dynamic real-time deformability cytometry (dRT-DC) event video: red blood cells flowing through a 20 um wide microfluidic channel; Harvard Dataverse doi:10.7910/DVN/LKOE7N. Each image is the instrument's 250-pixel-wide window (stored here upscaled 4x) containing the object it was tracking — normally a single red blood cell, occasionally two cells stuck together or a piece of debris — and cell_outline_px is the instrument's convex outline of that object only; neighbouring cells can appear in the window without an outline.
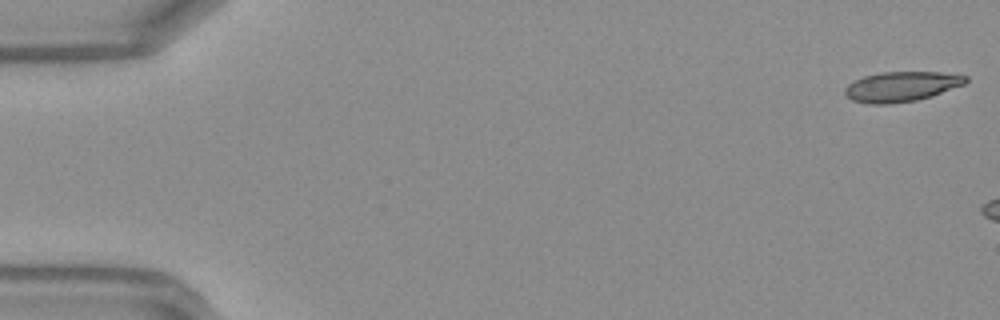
{"species": "Egyptian fruit bat (a non-hibernating species)", "species_latin": "Rousettus aegyptiacus", "temperature_condition": "warm", "stored_images_in_passage": 6, "camera_frame_rate_fps": 3000, "um_per_image_px": 0.085, "frame": {"image": 1, "passage_image": 1, "time_ms": 0.0, "image_size_px": [1000, 320], "cell_outline_px": [[968, 80], [964, 84], [932, 96], [916, 100], [892, 104], [868, 104], [852, 100], [844, 92], [844, 88], [848, 84], [864, 76], [880, 72], [940, 72], [968, 76]], "centroid_in_image_um": [76.62, 7.36], "position_along_channel_um": 8.4, "area_um2": 21.1}}